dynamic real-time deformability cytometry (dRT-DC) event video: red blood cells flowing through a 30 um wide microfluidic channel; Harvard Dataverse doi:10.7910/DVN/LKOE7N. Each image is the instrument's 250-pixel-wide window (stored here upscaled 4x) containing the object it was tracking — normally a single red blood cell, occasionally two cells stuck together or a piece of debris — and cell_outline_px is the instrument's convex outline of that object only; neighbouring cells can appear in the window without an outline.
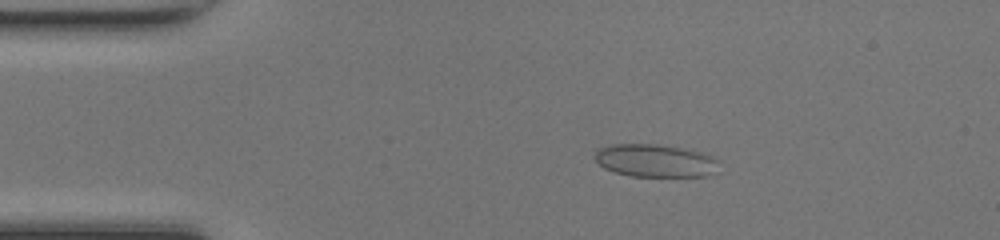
{"species": "common noctule bat (a hibernating species)", "species_latin": "Nyctalus noctula", "temperature_condition": "room temperature", "stored_images_in_passage": 5, "camera_frame_rate_fps": 3000, "um_per_image_px": 0.085, "animal": {"sex": "female", "body_mass_g": 17.0, "forearm_length_mm": 48.0}, "frame": {"image": 1, "passage_image": 2, "time_ms": 0.333, "image_size_px": [1000, 240], "cell_outline_px": [[724, 160], [716, 172], [708, 176], [632, 176], [616, 172], [604, 168], [596, 160], [596, 152], [600, 148], [612, 144], [656, 144], [704, 152]], "centroid_in_image_um": [55.82, 13.66], "position_along_channel_um": 29.2, "area_um2": 23.99}}